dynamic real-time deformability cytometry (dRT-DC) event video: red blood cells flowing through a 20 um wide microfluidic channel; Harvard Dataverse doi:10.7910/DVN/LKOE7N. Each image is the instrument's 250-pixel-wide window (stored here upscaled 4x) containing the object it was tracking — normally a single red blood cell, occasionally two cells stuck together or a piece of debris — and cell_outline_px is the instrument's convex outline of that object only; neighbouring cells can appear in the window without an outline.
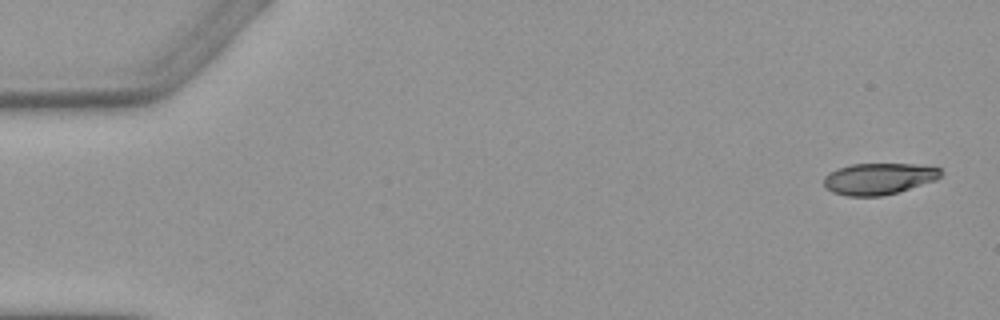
{"species": "Egyptian fruit bat (a non-hibernating species)", "species_latin": "Rousettus aegyptiacus", "temperature_condition": "warm", "stored_images_in_passage": 4, "camera_frame_rate_fps": 3000, "um_per_image_px": 0.085, "animal": {"sex": "female"}, "frame": {"image": 1, "passage_image": 1, "time_ms": 0.0, "image_size_px": [1000, 320], "cell_outline_px": [[944, 172], [936, 180], [896, 192], [880, 196], [848, 196], [832, 192], [824, 184], [824, 176], [828, 172], [852, 164], [912, 164], [940, 168]], "centroid_in_image_um": [74.69, 15.19], "position_along_channel_um": 10.3, "area_um2": 21.21}}